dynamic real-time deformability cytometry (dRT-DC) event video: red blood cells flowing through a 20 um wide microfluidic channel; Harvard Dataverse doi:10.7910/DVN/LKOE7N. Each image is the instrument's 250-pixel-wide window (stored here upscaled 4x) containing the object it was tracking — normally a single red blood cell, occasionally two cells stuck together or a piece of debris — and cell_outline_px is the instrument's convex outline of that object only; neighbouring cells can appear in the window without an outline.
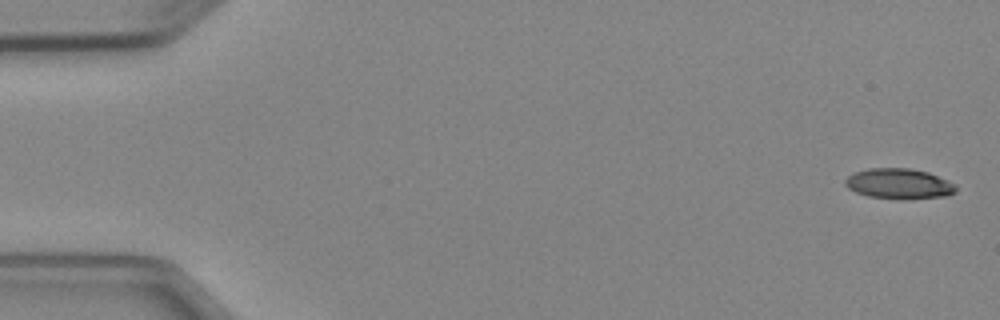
{"species": "Egyptian fruit bat (a non-hibernating species)", "species_latin": "Rousettus aegyptiacus", "temperature_condition": "cold", "stored_images_in_passage": 6, "segment_of_instrument_passage": [1, 2], "camera_frame_rate_fps": 3000, "um_per_image_px": 0.085, "animal": {"sex": "female"}, "frame": {"image": 1, "passage_image": 1, "time_ms": 0.0, "image_size_px": [1000, 320], "cell_outline_px": [[956, 192], [948, 196], [900, 200], [868, 196], [856, 192], [848, 188], [844, 184], [844, 180], [848, 176], [856, 172], [868, 168], [912, 168], [928, 172], [948, 180], [956, 184]], "centroid_in_image_um": [76.44, 15.62], "position_along_channel_um": 8.6, "area_um2": 19.88}}
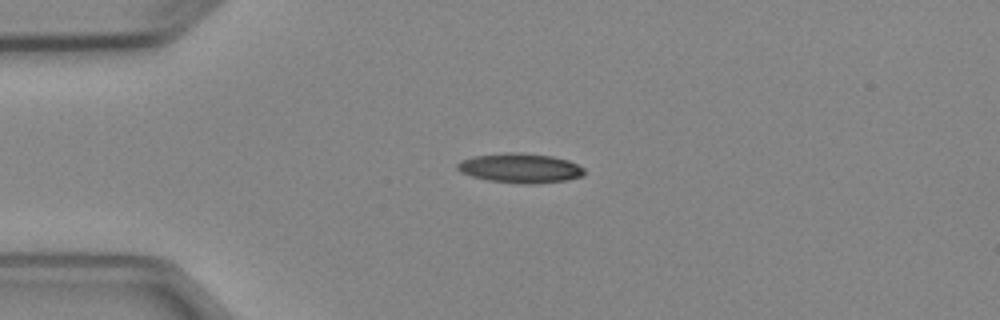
{"frame": {"image": 2, "passage_image": 4, "time_ms": 3.667, "image_size_px": [1000, 320], "cell_outline_px": [[584, 176], [568, 180], [536, 184], [524, 184], [488, 180], [472, 176], [460, 172], [456, 168], [456, 164], [460, 160], [472, 156], [512, 152], [552, 156], [568, 160], [584, 168]], "centroid_in_image_um": [44.21, 14.3], "position_along_channel_um": 40.8, "area_um2": 21.91}}